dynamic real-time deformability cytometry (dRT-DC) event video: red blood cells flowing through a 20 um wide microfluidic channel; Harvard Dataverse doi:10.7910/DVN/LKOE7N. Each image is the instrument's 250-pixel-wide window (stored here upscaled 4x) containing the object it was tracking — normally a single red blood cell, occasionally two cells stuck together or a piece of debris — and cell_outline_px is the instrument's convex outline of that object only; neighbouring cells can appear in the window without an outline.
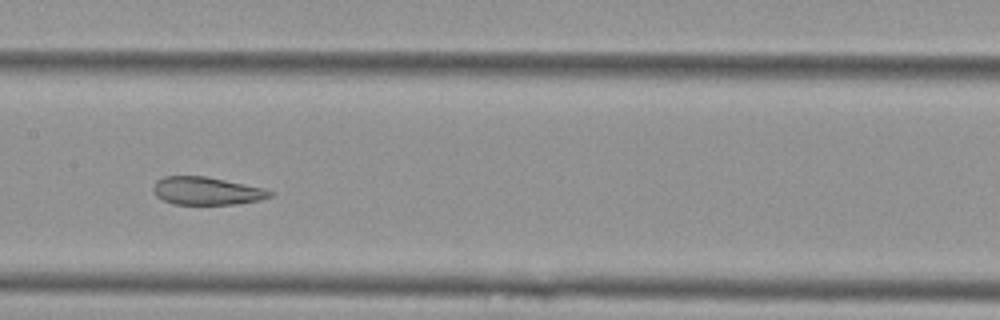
{"species": "Egyptian fruit bat (a non-hibernating species)", "species_latin": "Rousettus aegyptiacus", "temperature_condition": "cold", "stored_images_in_passage": 9, "camera_frame_rate_fps": 3000, "um_per_image_px": 0.085, "animal": {"sex": "female"}, "frame": {"image": 1, "passage_image": 6, "time_ms": 1.667, "image_size_px": [1000, 320], "cell_outline_px": [[276, 192], [272, 196], [260, 200], [236, 204], [172, 204], [156, 196], [152, 188], [156, 180], [164, 176], [204, 176], [264, 188]], "centroid_in_image_um": [17.57, 16.23], "position_along_channel_um": 189.8, "area_um2": 18.96}}
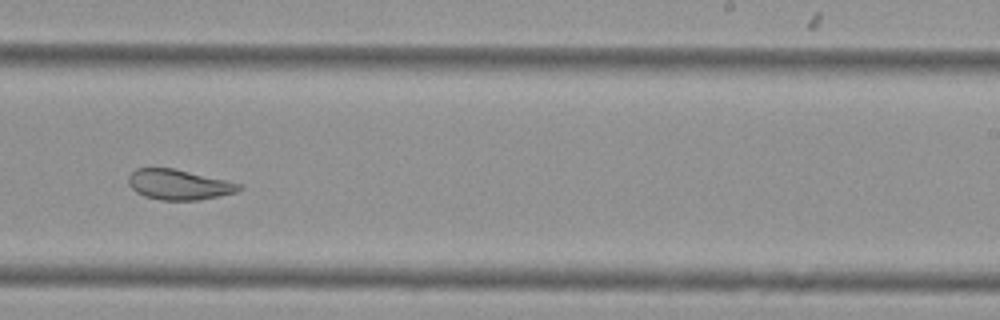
{"frame": {"image": 2, "passage_image": 8, "time_ms": 2.333, "image_size_px": [1000, 320], "cell_outline_px": [[244, 188], [236, 192], [196, 200], [160, 200], [144, 196], [136, 192], [128, 184], [128, 176], [136, 168], [172, 168], [224, 180], [240, 184]], "centroid_in_image_um": [15.15, 15.69], "position_along_channel_um": 273.9, "area_um2": 19.19}}
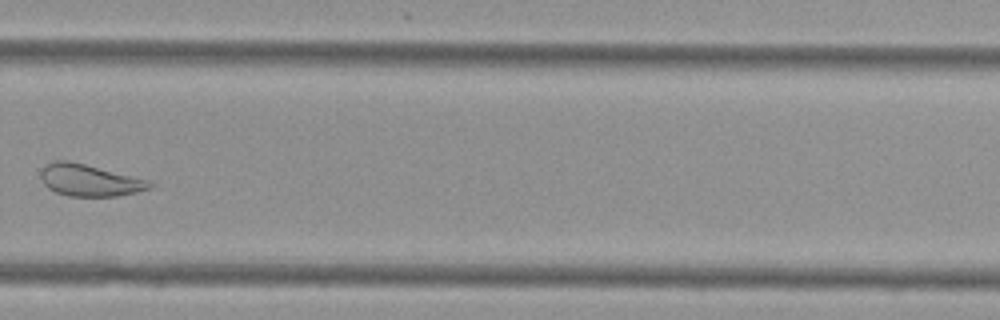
{"frame": {"image": 3, "passage_image": 9, "time_ms": 2.667, "image_size_px": [1000, 320], "cell_outline_px": [[152, 184], [148, 188], [136, 192], [116, 196], [68, 196], [56, 192], [48, 188], [44, 184], [40, 176], [40, 172], [44, 164], [56, 160], [68, 160], [152, 180]], "centroid_in_image_um": [7.58, 15.31], "position_along_channel_um": 322.2, "area_um2": 20.29}}